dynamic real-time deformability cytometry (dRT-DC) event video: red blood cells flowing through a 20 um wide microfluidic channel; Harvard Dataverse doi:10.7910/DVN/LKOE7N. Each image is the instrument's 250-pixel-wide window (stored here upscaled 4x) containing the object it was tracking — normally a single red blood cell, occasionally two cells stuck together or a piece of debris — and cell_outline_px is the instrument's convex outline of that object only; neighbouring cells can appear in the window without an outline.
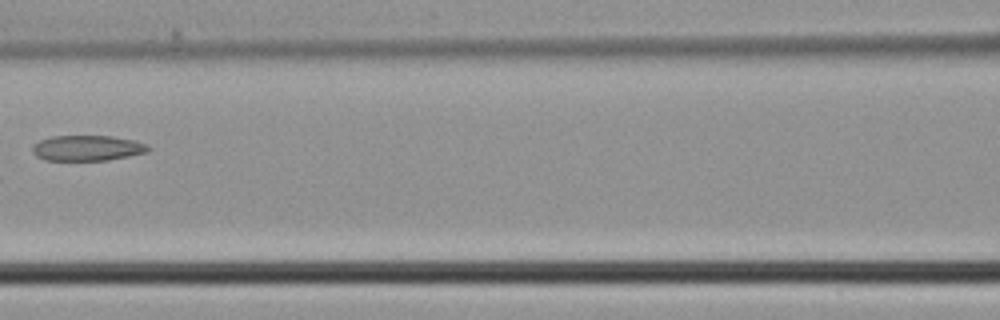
{"species": "common noctule bat (a hibernating species)", "species_latin": "Nyctalus noctula", "temperature_condition": "cold", "stored_images_in_passage": 4, "camera_frame_rate_fps": 3000, "um_per_image_px": 0.085, "animal": {"sex": "male", "body_mass_g": 21.5, "forearm_length_mm": 52.0}, "frame": {"image": 1, "passage_image": 4, "time_ms": 1.0, "image_size_px": [1000, 320], "cell_outline_px": [[152, 148], [148, 152], [108, 160], [44, 160], [36, 156], [32, 152], [32, 144], [40, 140], [52, 136], [112, 136], [136, 140], [148, 144]], "centroid_in_image_um": [7.44, 12.58], "position_along_channel_um": 159.2, "area_um2": 17.4}}